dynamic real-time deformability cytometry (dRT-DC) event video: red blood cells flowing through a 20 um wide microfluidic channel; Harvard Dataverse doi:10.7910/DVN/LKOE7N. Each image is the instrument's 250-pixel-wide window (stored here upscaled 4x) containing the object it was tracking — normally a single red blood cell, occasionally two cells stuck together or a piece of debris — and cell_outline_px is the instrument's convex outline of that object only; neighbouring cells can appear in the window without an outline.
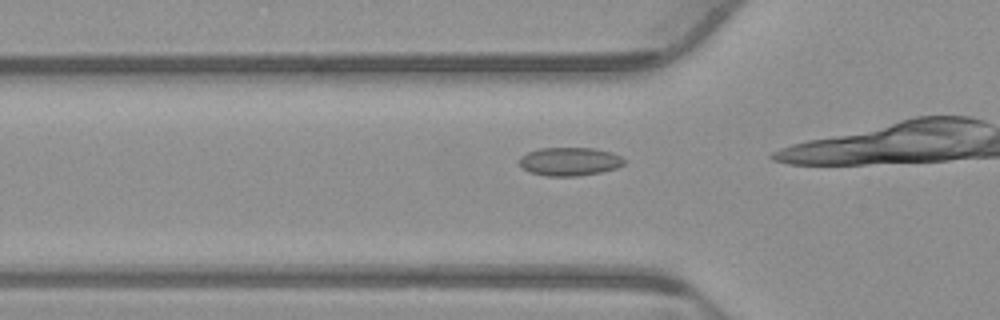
{"species": "common noctule bat (a hibernating species)", "species_latin": "Nyctalus noctula", "temperature_condition": "warm", "stored_images_in_passage": 8, "camera_frame_rate_fps": 3000, "um_per_image_px": 0.085, "animal": {"sex": "male", "body_mass_g": 23.1, "forearm_length_mm": 52.7}, "frame": {"image": 1, "passage_image": 4, "time_ms": 1.0, "image_size_px": [1000, 320], "cell_outline_px": [[624, 164], [616, 168], [600, 172], [580, 176], [544, 176], [528, 172], [516, 160], [520, 156], [528, 152], [540, 148], [592, 148], [612, 152], [620, 156], [624, 160]], "centroid_in_image_um": [48.38, 13.73], "position_along_channel_um": 77.4, "area_um2": 17.46}}
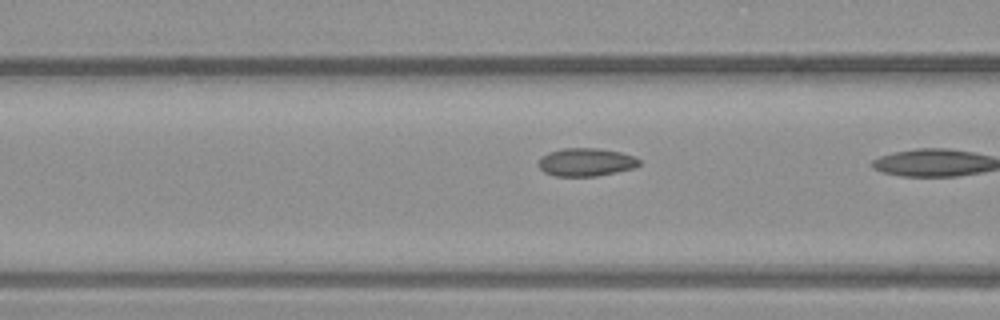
{"frame": {"image": 2, "passage_image": 7, "time_ms": 2.0, "image_size_px": [1000, 320], "cell_outline_px": [[640, 164], [636, 168], [596, 176], [556, 176], [544, 172], [536, 164], [540, 156], [548, 152], [560, 148], [600, 148], [620, 152], [636, 156], [640, 160]], "centroid_in_image_um": [49.8, 13.77], "position_along_channel_um": 116.8, "area_um2": 16.82}}